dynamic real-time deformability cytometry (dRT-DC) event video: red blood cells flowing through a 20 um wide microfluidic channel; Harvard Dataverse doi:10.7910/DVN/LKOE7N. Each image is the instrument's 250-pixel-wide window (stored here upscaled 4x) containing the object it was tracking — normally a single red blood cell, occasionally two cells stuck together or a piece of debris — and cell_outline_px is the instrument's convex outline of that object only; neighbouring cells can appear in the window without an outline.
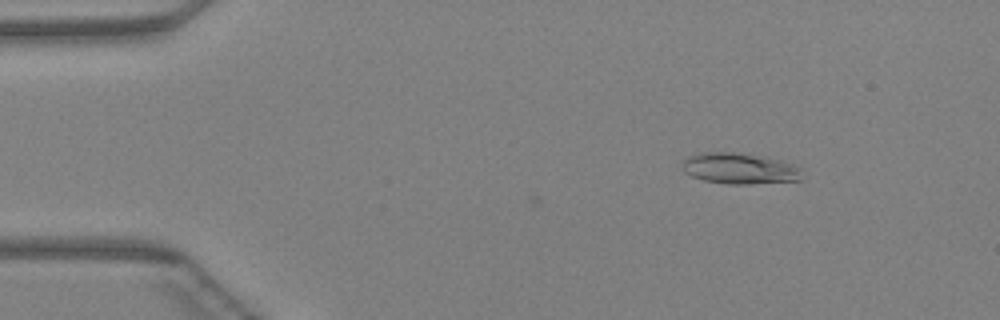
{"species": "Egyptian fruit bat (a non-hibernating species)", "species_latin": "Rousettus aegyptiacus", "temperature_condition": "warm", "stored_images_in_passage": 3, "camera_frame_rate_fps": 3000, "um_per_image_px": 0.085, "animal": {"sex": "female"}, "frame": {"image": 1, "passage_image": 3, "time_ms": 0.667, "image_size_px": [1000, 320], "cell_outline_px": [[804, 168], [800, 180], [748, 184], [724, 184], [704, 180], [692, 176], [684, 172], [680, 168], [680, 164], [688, 156], [704, 152], [732, 152], [764, 156], [780, 160]], "centroid_in_image_um": [62.86, 14.32], "position_along_channel_um": 22.1, "area_um2": 21.91}}